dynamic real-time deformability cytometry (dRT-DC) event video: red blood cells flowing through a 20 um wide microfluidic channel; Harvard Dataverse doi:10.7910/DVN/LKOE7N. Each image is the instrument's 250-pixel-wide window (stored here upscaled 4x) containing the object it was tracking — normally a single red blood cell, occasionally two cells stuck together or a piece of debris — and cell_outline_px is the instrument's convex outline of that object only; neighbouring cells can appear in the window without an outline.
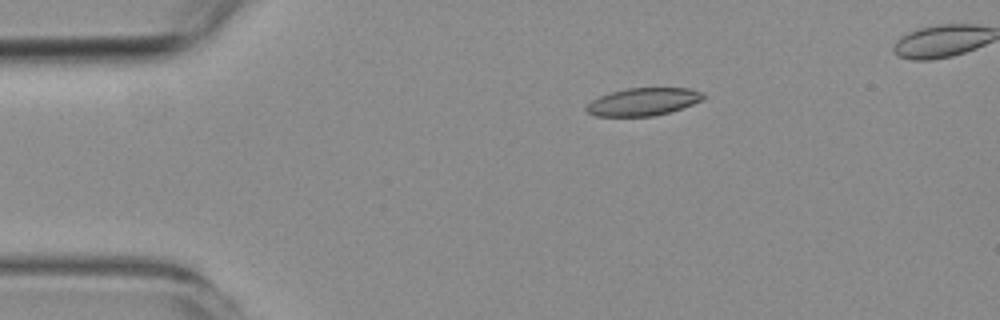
{"species": "common noctule bat (a hibernating species)", "species_latin": "Nyctalus noctula", "temperature_condition": "room temperature", "stored_images_in_passage": 42, "camera_frame_rate_fps": 3000, "um_per_image_px": 0.085, "animal": {"sex": "female", "body_mass_g": 19.3, "forearm_length_mm": 54.1}, "frame": {"image": 1, "passage_image": 1, "time_ms": 0.0, "image_size_px": [1000, 320], "cell_outline_px": [[704, 100], [668, 112], [652, 116], [596, 116], [588, 112], [584, 108], [592, 100], [600, 96], [612, 92], [628, 88], [688, 88], [704, 92]], "centroid_in_image_um": [54.68, 8.64], "position_along_channel_um": 30.3, "area_um2": 18.67}}
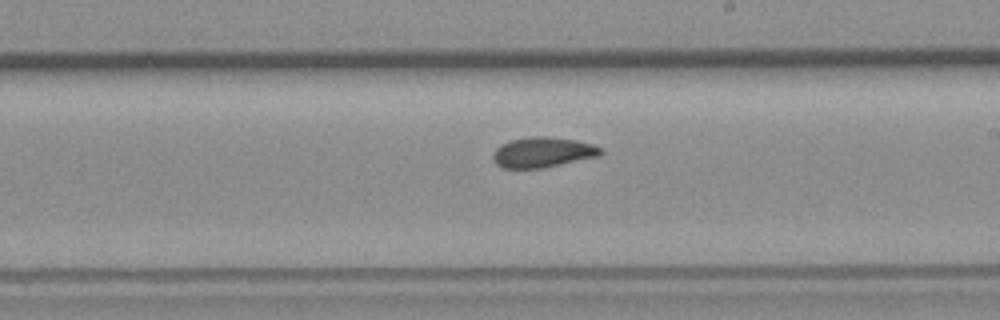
{"frame": {"image": 2, "passage_image": 22, "time_ms": 7.0, "image_size_px": [1000, 320], "cell_outline_px": [[604, 152], [600, 156], [540, 168], [500, 168], [496, 164], [492, 156], [496, 148], [512, 140], [532, 136], [548, 136], [576, 140], [592, 144], [600, 148]], "centroid_in_image_um": [46.14, 12.94], "position_along_channel_um": 242.9, "area_um2": 18.84}}
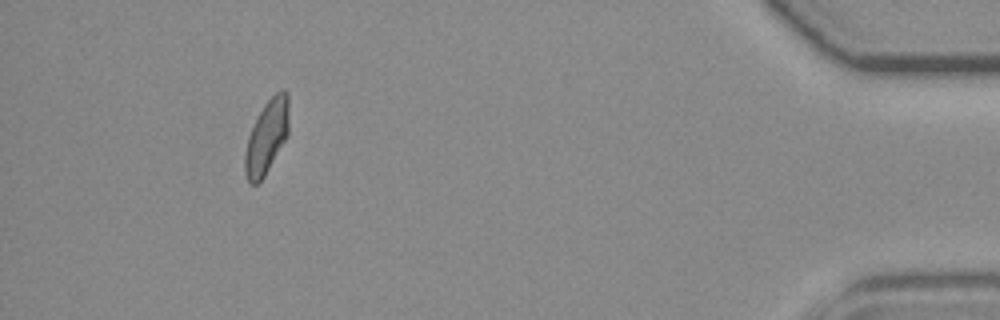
{"frame": {"image": 3, "passage_image": 41, "time_ms": 13.333, "image_size_px": [1000, 320], "cell_outline_px": [[288, 136], [264, 176], [256, 184], [252, 184], [248, 180], [244, 172], [244, 156], [248, 136], [264, 104], [280, 88], [284, 88], [288, 92]], "centroid_in_image_um": [22.68, 11.61], "position_along_channel_um": 412.5, "area_um2": 18.79}}